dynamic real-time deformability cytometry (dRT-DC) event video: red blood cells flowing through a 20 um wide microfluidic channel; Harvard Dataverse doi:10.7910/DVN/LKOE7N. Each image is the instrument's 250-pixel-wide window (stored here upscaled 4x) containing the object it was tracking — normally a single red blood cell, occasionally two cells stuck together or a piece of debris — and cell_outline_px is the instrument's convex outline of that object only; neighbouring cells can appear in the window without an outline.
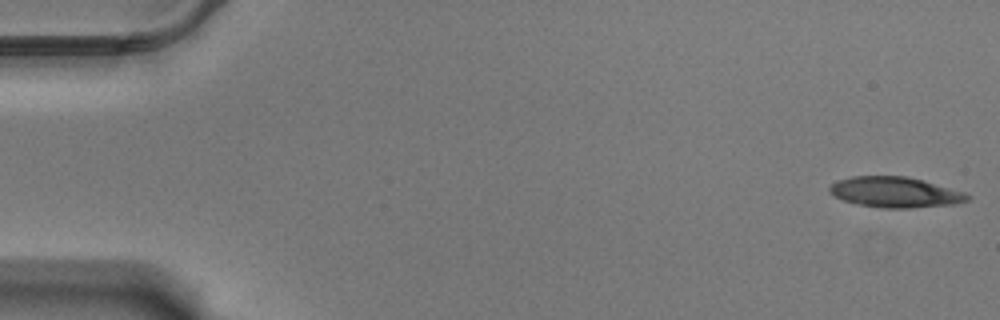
{"species": "Egyptian fruit bat (a non-hibernating species)", "species_latin": "Rousettus aegyptiacus", "temperature_condition": "warm", "stored_images_in_passage": 58, "camera_frame_rate_fps": 3000, "um_per_image_px": 0.085, "animal": {"sex": "male"}, "frame": {"image": 1, "passage_image": 1, "time_ms": 0.0, "image_size_px": [1000, 320], "cell_outline_px": [[972, 196], [968, 200], [956, 204], [908, 208], [884, 208], [860, 204], [844, 200], [828, 192], [828, 188], [832, 184], [840, 180], [852, 176], [904, 176], [924, 180], [964, 192]], "centroid_in_image_um": [76.12, 16.33], "position_along_channel_um": 8.9, "area_um2": 24.33}}
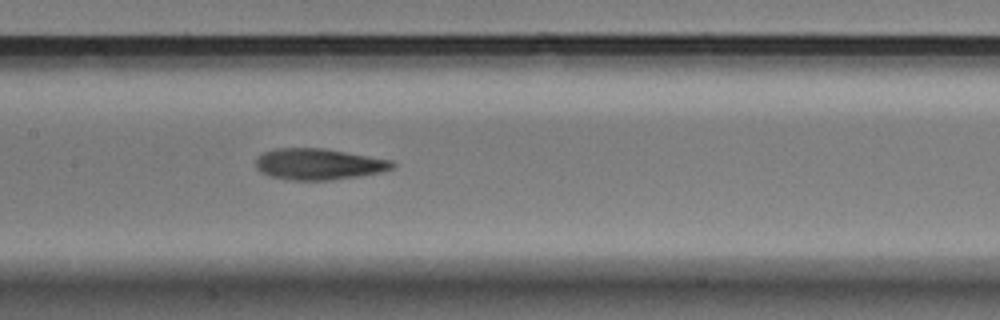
{"frame": {"image": 2, "passage_image": 28, "time_ms": 9.0, "image_size_px": [1000, 320], "cell_outline_px": [[396, 164], [392, 168], [380, 172], [360, 176], [332, 180], [292, 180], [272, 176], [260, 172], [256, 168], [256, 156], [264, 152], [276, 148], [324, 148], [392, 160]], "centroid_in_image_um": [27.07, 13.95], "position_along_channel_um": 180.3, "area_um2": 24.85}}
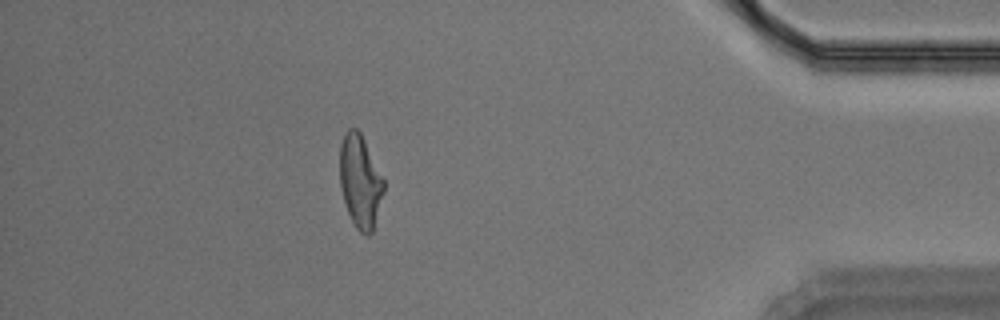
{"frame": {"image": 3, "passage_image": 51, "time_ms": 16.667, "image_size_px": [1000, 320], "cell_outline_px": [[384, 192], [372, 232], [368, 236], [364, 236], [356, 228], [348, 212], [340, 188], [340, 144], [348, 128], [356, 128], [360, 132], [384, 180]], "centroid_in_image_um": [30.61, 15.44], "position_along_channel_um": 404.6, "area_um2": 23.58}, "authors_computed_cell_mechanics": {"area_um2": 24.7673, "velocity_mm_per_s": 3.4799, "shape_relaxation_time_tau1_ms": 8.621, "shape_relaxation_time_tau2_ms": 4.6026, "deformation_change_tau1": 0.2439, "deformation_change_tau2": 0.1425}}